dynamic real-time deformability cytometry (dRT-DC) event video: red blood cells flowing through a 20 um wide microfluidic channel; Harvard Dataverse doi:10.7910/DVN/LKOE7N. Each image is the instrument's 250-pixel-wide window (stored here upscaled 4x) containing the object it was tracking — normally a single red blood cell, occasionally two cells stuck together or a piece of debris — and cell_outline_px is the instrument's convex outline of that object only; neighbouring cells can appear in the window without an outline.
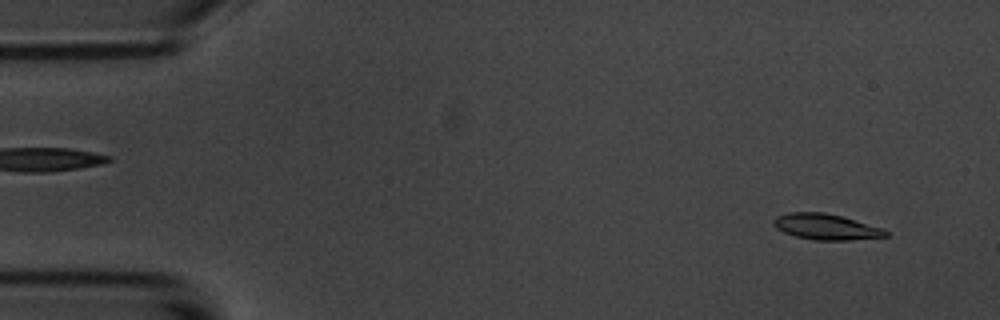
{"species": "common noctule bat (a hibernating species)", "species_latin": "Nyctalus noctula", "temperature_condition": "room temperature", "stored_images_in_passage": 55, "camera_frame_rate_fps": 3000, "um_per_image_px": 0.085, "animal": {"sex": "male", "body_mass_g": 20.1, "forearm_length_mm": 53.5}, "frame": {"image": 1, "passage_image": 3, "time_ms": 0.667, "image_size_px": [1000, 320], "cell_outline_px": [[888, 236], [848, 240], [816, 240], [796, 236], [784, 232], [776, 228], [772, 224], [772, 220], [776, 216], [788, 212], [824, 212], [840, 216], [884, 228], [888, 232]], "centroid_in_image_um": [70.18, 19.27], "position_along_channel_um": 14.8, "area_um2": 16.82}}
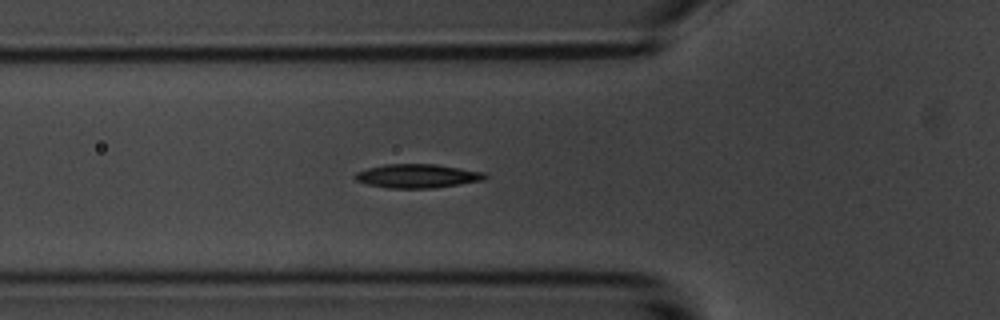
{"frame": {"image": 2, "passage_image": 18, "time_ms": 5.667, "image_size_px": [1000, 320], "cell_outline_px": [[488, 176], [484, 180], [432, 188], [388, 188], [368, 184], [356, 180], [352, 176], [356, 172], [368, 168], [384, 164], [436, 164], [484, 172]], "centroid_in_image_um": [35.46, 14.95], "position_along_channel_um": 90.3, "area_um2": 17.98}}
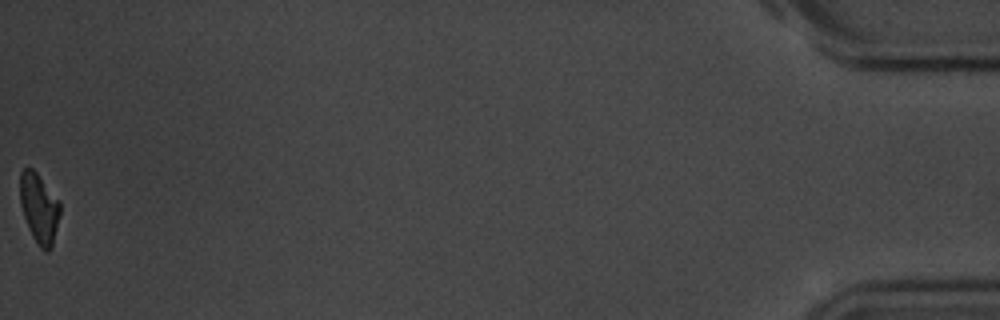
{"frame": {"image": 3, "passage_image": 55, "time_ms": 18.0, "image_size_px": [1000, 320], "cell_outline_px": [[60, 212], [52, 248], [48, 252], [44, 252], [40, 248], [32, 236], [28, 228], [20, 204], [20, 172], [24, 168], [32, 168], [36, 172], [60, 200]], "centroid_in_image_um": [3.33, 17.71], "position_along_channel_um": 431.9, "area_um2": 16.42}, "authors_computed_cell_mechanics": {"area_um2": 17.4556, "velocity_mm_per_s": 3.5759, "shape_relaxation_time_tau1_ms": 2.7872, "shape_relaxation_time_tau2_ms": 3.2476, "deformation_change_tau1": 0.1247, "deformation_change_tau2": 0.0921}}